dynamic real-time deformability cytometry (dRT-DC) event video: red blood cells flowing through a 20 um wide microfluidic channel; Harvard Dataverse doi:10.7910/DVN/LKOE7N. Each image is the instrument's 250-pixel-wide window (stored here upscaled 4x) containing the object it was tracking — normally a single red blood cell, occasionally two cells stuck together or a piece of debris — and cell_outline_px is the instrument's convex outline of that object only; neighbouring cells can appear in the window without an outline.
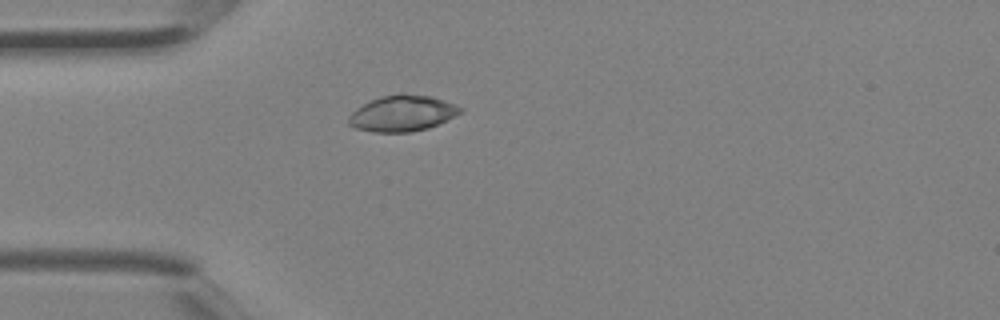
{"species": "Egyptian fruit bat (a non-hibernating species)", "species_latin": "Rousettus aegyptiacus", "temperature_condition": "room temperature", "stored_images_in_passage": 1, "camera_frame_rate_fps": 3000, "um_per_image_px": 0.085, "animal": {"sex": "female"}, "frame": {"image": 1, "passage_image": 1, "time_ms": 0.0, "image_size_px": [1000, 320], "cell_outline_px": [[464, 112], [428, 128], [412, 132], [372, 132], [356, 128], [348, 124], [348, 116], [356, 108], [380, 96], [400, 92], [432, 96], [456, 104], [464, 108]], "centroid_in_image_um": [34.22, 9.62], "position_along_channel_um": 50.8, "area_um2": 23.76}}